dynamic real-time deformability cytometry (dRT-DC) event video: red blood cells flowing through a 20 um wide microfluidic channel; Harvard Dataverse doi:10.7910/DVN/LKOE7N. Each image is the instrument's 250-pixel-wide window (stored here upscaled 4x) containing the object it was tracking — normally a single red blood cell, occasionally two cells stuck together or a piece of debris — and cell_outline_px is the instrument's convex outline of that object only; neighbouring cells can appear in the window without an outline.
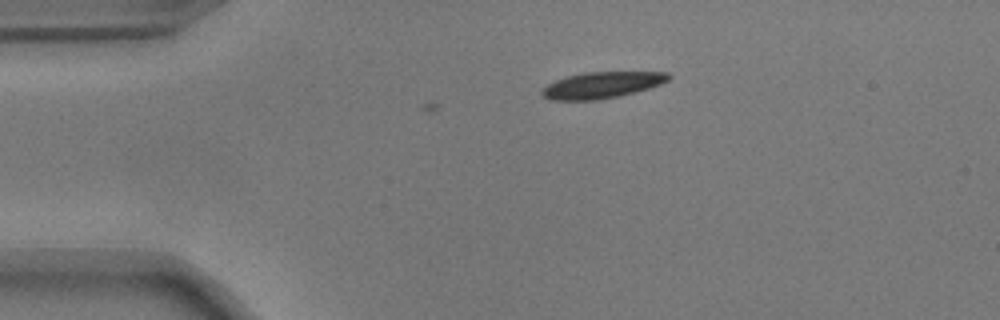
{"species": "common noctule bat (a hibernating species)", "species_latin": "Nyctalus noctula", "temperature_condition": "warm", "stored_images_in_passage": 3, "camera_frame_rate_fps": 3000, "um_per_image_px": 0.085, "animal": {"sex": "male", "body_mass_g": 17.9}, "frame": {"image": 1, "passage_image": 3, "time_ms": 0.667, "image_size_px": [1000, 320], "cell_outline_px": [[672, 76], [668, 80], [660, 84], [648, 88], [620, 96], [596, 100], [548, 100], [540, 92], [548, 84], [556, 80], [568, 76], [584, 72], [668, 72]], "centroid_in_image_um": [51.16, 7.23], "position_along_channel_um": 33.8, "area_um2": 19.31}}